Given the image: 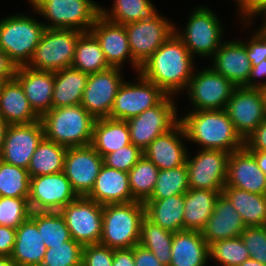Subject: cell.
Here are the masks:
<instances>
[{
    "label": "cell",
    "mask_w": 266,
    "mask_h": 266,
    "mask_svg": "<svg viewBox=\"0 0 266 266\" xmlns=\"http://www.w3.org/2000/svg\"><path fill=\"white\" fill-rule=\"evenodd\" d=\"M44 22L22 13L0 20V49L18 66H27L45 30Z\"/></svg>",
    "instance_id": "obj_6"
},
{
    "label": "cell",
    "mask_w": 266,
    "mask_h": 266,
    "mask_svg": "<svg viewBox=\"0 0 266 266\" xmlns=\"http://www.w3.org/2000/svg\"><path fill=\"white\" fill-rule=\"evenodd\" d=\"M186 140L184 128L179 122L173 129L155 138L143 151V155L159 170L185 165L188 148L183 141Z\"/></svg>",
    "instance_id": "obj_22"
},
{
    "label": "cell",
    "mask_w": 266,
    "mask_h": 266,
    "mask_svg": "<svg viewBox=\"0 0 266 266\" xmlns=\"http://www.w3.org/2000/svg\"><path fill=\"white\" fill-rule=\"evenodd\" d=\"M30 175L27 169L13 166L0 159V196L29 198Z\"/></svg>",
    "instance_id": "obj_41"
},
{
    "label": "cell",
    "mask_w": 266,
    "mask_h": 266,
    "mask_svg": "<svg viewBox=\"0 0 266 266\" xmlns=\"http://www.w3.org/2000/svg\"><path fill=\"white\" fill-rule=\"evenodd\" d=\"M0 266H17L9 256H0Z\"/></svg>",
    "instance_id": "obj_59"
},
{
    "label": "cell",
    "mask_w": 266,
    "mask_h": 266,
    "mask_svg": "<svg viewBox=\"0 0 266 266\" xmlns=\"http://www.w3.org/2000/svg\"><path fill=\"white\" fill-rule=\"evenodd\" d=\"M209 258L221 266H239L250 256L241 236H237L210 244Z\"/></svg>",
    "instance_id": "obj_43"
},
{
    "label": "cell",
    "mask_w": 266,
    "mask_h": 266,
    "mask_svg": "<svg viewBox=\"0 0 266 266\" xmlns=\"http://www.w3.org/2000/svg\"><path fill=\"white\" fill-rule=\"evenodd\" d=\"M222 191L189 189L185 194L184 230L201 232Z\"/></svg>",
    "instance_id": "obj_32"
},
{
    "label": "cell",
    "mask_w": 266,
    "mask_h": 266,
    "mask_svg": "<svg viewBox=\"0 0 266 266\" xmlns=\"http://www.w3.org/2000/svg\"><path fill=\"white\" fill-rule=\"evenodd\" d=\"M225 111L235 130L245 141L266 118L262 89L236 87L226 104Z\"/></svg>",
    "instance_id": "obj_15"
},
{
    "label": "cell",
    "mask_w": 266,
    "mask_h": 266,
    "mask_svg": "<svg viewBox=\"0 0 266 266\" xmlns=\"http://www.w3.org/2000/svg\"><path fill=\"white\" fill-rule=\"evenodd\" d=\"M222 194L233 205L246 227L266 225V195L234 187H224Z\"/></svg>",
    "instance_id": "obj_34"
},
{
    "label": "cell",
    "mask_w": 266,
    "mask_h": 266,
    "mask_svg": "<svg viewBox=\"0 0 266 266\" xmlns=\"http://www.w3.org/2000/svg\"><path fill=\"white\" fill-rule=\"evenodd\" d=\"M180 116L187 141L199 149L222 150L228 153L244 147V140L235 130L225 109L189 111Z\"/></svg>",
    "instance_id": "obj_2"
},
{
    "label": "cell",
    "mask_w": 266,
    "mask_h": 266,
    "mask_svg": "<svg viewBox=\"0 0 266 266\" xmlns=\"http://www.w3.org/2000/svg\"><path fill=\"white\" fill-rule=\"evenodd\" d=\"M159 169L144 155L128 172L133 198L145 203L152 195Z\"/></svg>",
    "instance_id": "obj_40"
},
{
    "label": "cell",
    "mask_w": 266,
    "mask_h": 266,
    "mask_svg": "<svg viewBox=\"0 0 266 266\" xmlns=\"http://www.w3.org/2000/svg\"><path fill=\"white\" fill-rule=\"evenodd\" d=\"M18 66L0 49V83L15 79Z\"/></svg>",
    "instance_id": "obj_55"
},
{
    "label": "cell",
    "mask_w": 266,
    "mask_h": 266,
    "mask_svg": "<svg viewBox=\"0 0 266 266\" xmlns=\"http://www.w3.org/2000/svg\"><path fill=\"white\" fill-rule=\"evenodd\" d=\"M113 1L110 10L100 6V15L112 23L127 25L140 20L151 19L158 13L151 0Z\"/></svg>",
    "instance_id": "obj_36"
},
{
    "label": "cell",
    "mask_w": 266,
    "mask_h": 266,
    "mask_svg": "<svg viewBox=\"0 0 266 266\" xmlns=\"http://www.w3.org/2000/svg\"><path fill=\"white\" fill-rule=\"evenodd\" d=\"M88 76L72 67L55 71L52 108L81 104Z\"/></svg>",
    "instance_id": "obj_33"
},
{
    "label": "cell",
    "mask_w": 266,
    "mask_h": 266,
    "mask_svg": "<svg viewBox=\"0 0 266 266\" xmlns=\"http://www.w3.org/2000/svg\"><path fill=\"white\" fill-rule=\"evenodd\" d=\"M38 228L46 248H53L71 239L69 229L59 211L31 212L29 217Z\"/></svg>",
    "instance_id": "obj_39"
},
{
    "label": "cell",
    "mask_w": 266,
    "mask_h": 266,
    "mask_svg": "<svg viewBox=\"0 0 266 266\" xmlns=\"http://www.w3.org/2000/svg\"><path fill=\"white\" fill-rule=\"evenodd\" d=\"M263 78H266V59L258 65L252 66L248 82L243 87L264 89L266 87V80L264 81ZM259 79H263V82H259Z\"/></svg>",
    "instance_id": "obj_54"
},
{
    "label": "cell",
    "mask_w": 266,
    "mask_h": 266,
    "mask_svg": "<svg viewBox=\"0 0 266 266\" xmlns=\"http://www.w3.org/2000/svg\"><path fill=\"white\" fill-rule=\"evenodd\" d=\"M199 150L195 156L190 157L189 152L187 155L189 189L222 191L230 153L212 149Z\"/></svg>",
    "instance_id": "obj_16"
},
{
    "label": "cell",
    "mask_w": 266,
    "mask_h": 266,
    "mask_svg": "<svg viewBox=\"0 0 266 266\" xmlns=\"http://www.w3.org/2000/svg\"><path fill=\"white\" fill-rule=\"evenodd\" d=\"M78 197L63 171L30 177L28 203L31 212L60 211Z\"/></svg>",
    "instance_id": "obj_17"
},
{
    "label": "cell",
    "mask_w": 266,
    "mask_h": 266,
    "mask_svg": "<svg viewBox=\"0 0 266 266\" xmlns=\"http://www.w3.org/2000/svg\"><path fill=\"white\" fill-rule=\"evenodd\" d=\"M211 60V67L235 86L242 87L248 82L252 65L243 41L224 40Z\"/></svg>",
    "instance_id": "obj_23"
},
{
    "label": "cell",
    "mask_w": 266,
    "mask_h": 266,
    "mask_svg": "<svg viewBox=\"0 0 266 266\" xmlns=\"http://www.w3.org/2000/svg\"><path fill=\"white\" fill-rule=\"evenodd\" d=\"M209 245L201 232L182 230L173 234L169 266H206Z\"/></svg>",
    "instance_id": "obj_28"
},
{
    "label": "cell",
    "mask_w": 266,
    "mask_h": 266,
    "mask_svg": "<svg viewBox=\"0 0 266 266\" xmlns=\"http://www.w3.org/2000/svg\"><path fill=\"white\" fill-rule=\"evenodd\" d=\"M71 238L82 246L99 244L102 234L103 206L87 197H78L60 211Z\"/></svg>",
    "instance_id": "obj_12"
},
{
    "label": "cell",
    "mask_w": 266,
    "mask_h": 266,
    "mask_svg": "<svg viewBox=\"0 0 266 266\" xmlns=\"http://www.w3.org/2000/svg\"><path fill=\"white\" fill-rule=\"evenodd\" d=\"M175 98L167 95L158 105L127 120L132 144L144 151L155 138L180 122Z\"/></svg>",
    "instance_id": "obj_9"
},
{
    "label": "cell",
    "mask_w": 266,
    "mask_h": 266,
    "mask_svg": "<svg viewBox=\"0 0 266 266\" xmlns=\"http://www.w3.org/2000/svg\"><path fill=\"white\" fill-rule=\"evenodd\" d=\"M173 234L154 224L145 216L140 224L138 244L150 250L162 265L169 266Z\"/></svg>",
    "instance_id": "obj_38"
},
{
    "label": "cell",
    "mask_w": 266,
    "mask_h": 266,
    "mask_svg": "<svg viewBox=\"0 0 266 266\" xmlns=\"http://www.w3.org/2000/svg\"><path fill=\"white\" fill-rule=\"evenodd\" d=\"M255 157L259 168L266 175V152L262 151H250Z\"/></svg>",
    "instance_id": "obj_57"
},
{
    "label": "cell",
    "mask_w": 266,
    "mask_h": 266,
    "mask_svg": "<svg viewBox=\"0 0 266 266\" xmlns=\"http://www.w3.org/2000/svg\"><path fill=\"white\" fill-rule=\"evenodd\" d=\"M31 214L27 198L0 197V225L17 229Z\"/></svg>",
    "instance_id": "obj_45"
},
{
    "label": "cell",
    "mask_w": 266,
    "mask_h": 266,
    "mask_svg": "<svg viewBox=\"0 0 266 266\" xmlns=\"http://www.w3.org/2000/svg\"><path fill=\"white\" fill-rule=\"evenodd\" d=\"M90 32L95 36L102 48L104 57L110 67L123 68L126 60L136 73L140 67L133 61L128 35L124 25L112 23L101 15L96 19Z\"/></svg>",
    "instance_id": "obj_20"
},
{
    "label": "cell",
    "mask_w": 266,
    "mask_h": 266,
    "mask_svg": "<svg viewBox=\"0 0 266 266\" xmlns=\"http://www.w3.org/2000/svg\"><path fill=\"white\" fill-rule=\"evenodd\" d=\"M103 158L91 145L68 147L63 173L73 190L80 197H86L93 189Z\"/></svg>",
    "instance_id": "obj_18"
},
{
    "label": "cell",
    "mask_w": 266,
    "mask_h": 266,
    "mask_svg": "<svg viewBox=\"0 0 266 266\" xmlns=\"http://www.w3.org/2000/svg\"><path fill=\"white\" fill-rule=\"evenodd\" d=\"M16 240V229L0 225V256H11Z\"/></svg>",
    "instance_id": "obj_52"
},
{
    "label": "cell",
    "mask_w": 266,
    "mask_h": 266,
    "mask_svg": "<svg viewBox=\"0 0 266 266\" xmlns=\"http://www.w3.org/2000/svg\"><path fill=\"white\" fill-rule=\"evenodd\" d=\"M86 197L102 206L136 201L131 193L128 172L104 164L93 189Z\"/></svg>",
    "instance_id": "obj_26"
},
{
    "label": "cell",
    "mask_w": 266,
    "mask_h": 266,
    "mask_svg": "<svg viewBox=\"0 0 266 266\" xmlns=\"http://www.w3.org/2000/svg\"><path fill=\"white\" fill-rule=\"evenodd\" d=\"M8 125L9 124L0 117V158L3 151V143Z\"/></svg>",
    "instance_id": "obj_58"
},
{
    "label": "cell",
    "mask_w": 266,
    "mask_h": 266,
    "mask_svg": "<svg viewBox=\"0 0 266 266\" xmlns=\"http://www.w3.org/2000/svg\"><path fill=\"white\" fill-rule=\"evenodd\" d=\"M142 157L143 151L131 143L105 155L103 164L117 170L129 172Z\"/></svg>",
    "instance_id": "obj_47"
},
{
    "label": "cell",
    "mask_w": 266,
    "mask_h": 266,
    "mask_svg": "<svg viewBox=\"0 0 266 266\" xmlns=\"http://www.w3.org/2000/svg\"><path fill=\"white\" fill-rule=\"evenodd\" d=\"M15 78L23 87L31 109L39 118L52 109L53 71L35 70L22 66L18 67Z\"/></svg>",
    "instance_id": "obj_24"
},
{
    "label": "cell",
    "mask_w": 266,
    "mask_h": 266,
    "mask_svg": "<svg viewBox=\"0 0 266 266\" xmlns=\"http://www.w3.org/2000/svg\"><path fill=\"white\" fill-rule=\"evenodd\" d=\"M245 42L246 53L252 66L258 65L266 59V20Z\"/></svg>",
    "instance_id": "obj_48"
},
{
    "label": "cell",
    "mask_w": 266,
    "mask_h": 266,
    "mask_svg": "<svg viewBox=\"0 0 266 266\" xmlns=\"http://www.w3.org/2000/svg\"><path fill=\"white\" fill-rule=\"evenodd\" d=\"M262 93L264 96V100H265V109H266V87L264 89H262Z\"/></svg>",
    "instance_id": "obj_61"
},
{
    "label": "cell",
    "mask_w": 266,
    "mask_h": 266,
    "mask_svg": "<svg viewBox=\"0 0 266 266\" xmlns=\"http://www.w3.org/2000/svg\"><path fill=\"white\" fill-rule=\"evenodd\" d=\"M44 137L40 120L31 124L8 125L0 159L28 169L32 155Z\"/></svg>",
    "instance_id": "obj_19"
},
{
    "label": "cell",
    "mask_w": 266,
    "mask_h": 266,
    "mask_svg": "<svg viewBox=\"0 0 266 266\" xmlns=\"http://www.w3.org/2000/svg\"><path fill=\"white\" fill-rule=\"evenodd\" d=\"M244 146L249 151L266 152V118L260 123L256 130L244 141Z\"/></svg>",
    "instance_id": "obj_51"
},
{
    "label": "cell",
    "mask_w": 266,
    "mask_h": 266,
    "mask_svg": "<svg viewBox=\"0 0 266 266\" xmlns=\"http://www.w3.org/2000/svg\"><path fill=\"white\" fill-rule=\"evenodd\" d=\"M129 144L131 139L127 121L108 117L95 120L90 145L102 158Z\"/></svg>",
    "instance_id": "obj_30"
},
{
    "label": "cell",
    "mask_w": 266,
    "mask_h": 266,
    "mask_svg": "<svg viewBox=\"0 0 266 266\" xmlns=\"http://www.w3.org/2000/svg\"><path fill=\"white\" fill-rule=\"evenodd\" d=\"M236 2V6L238 9V15H240L241 24H243V27L250 26L252 21L261 14L264 15L262 21L266 20V0H233ZM254 17V18H253ZM253 19V20H252Z\"/></svg>",
    "instance_id": "obj_50"
},
{
    "label": "cell",
    "mask_w": 266,
    "mask_h": 266,
    "mask_svg": "<svg viewBox=\"0 0 266 266\" xmlns=\"http://www.w3.org/2000/svg\"><path fill=\"white\" fill-rule=\"evenodd\" d=\"M134 262L135 266H164L150 250L140 244L134 246Z\"/></svg>",
    "instance_id": "obj_53"
},
{
    "label": "cell",
    "mask_w": 266,
    "mask_h": 266,
    "mask_svg": "<svg viewBox=\"0 0 266 266\" xmlns=\"http://www.w3.org/2000/svg\"><path fill=\"white\" fill-rule=\"evenodd\" d=\"M225 187L266 195V175L245 146L229 155Z\"/></svg>",
    "instance_id": "obj_21"
},
{
    "label": "cell",
    "mask_w": 266,
    "mask_h": 266,
    "mask_svg": "<svg viewBox=\"0 0 266 266\" xmlns=\"http://www.w3.org/2000/svg\"><path fill=\"white\" fill-rule=\"evenodd\" d=\"M144 217L145 205L139 201L104 205L99 244L112 249L133 248L139 242Z\"/></svg>",
    "instance_id": "obj_4"
},
{
    "label": "cell",
    "mask_w": 266,
    "mask_h": 266,
    "mask_svg": "<svg viewBox=\"0 0 266 266\" xmlns=\"http://www.w3.org/2000/svg\"><path fill=\"white\" fill-rule=\"evenodd\" d=\"M95 120L81 104L52 108L40 118L45 138L67 148L90 145Z\"/></svg>",
    "instance_id": "obj_3"
},
{
    "label": "cell",
    "mask_w": 266,
    "mask_h": 266,
    "mask_svg": "<svg viewBox=\"0 0 266 266\" xmlns=\"http://www.w3.org/2000/svg\"><path fill=\"white\" fill-rule=\"evenodd\" d=\"M114 249L101 244L82 248V266H113Z\"/></svg>",
    "instance_id": "obj_49"
},
{
    "label": "cell",
    "mask_w": 266,
    "mask_h": 266,
    "mask_svg": "<svg viewBox=\"0 0 266 266\" xmlns=\"http://www.w3.org/2000/svg\"><path fill=\"white\" fill-rule=\"evenodd\" d=\"M83 246L72 238L53 248H47L40 266H82Z\"/></svg>",
    "instance_id": "obj_44"
},
{
    "label": "cell",
    "mask_w": 266,
    "mask_h": 266,
    "mask_svg": "<svg viewBox=\"0 0 266 266\" xmlns=\"http://www.w3.org/2000/svg\"><path fill=\"white\" fill-rule=\"evenodd\" d=\"M223 31L215 12L201 5L190 12L184 30H178L175 25V34L194 58L197 55L206 59L213 57L223 42Z\"/></svg>",
    "instance_id": "obj_7"
},
{
    "label": "cell",
    "mask_w": 266,
    "mask_h": 266,
    "mask_svg": "<svg viewBox=\"0 0 266 266\" xmlns=\"http://www.w3.org/2000/svg\"><path fill=\"white\" fill-rule=\"evenodd\" d=\"M137 77L134 83L124 80L108 118L127 121L158 105L167 96L139 72Z\"/></svg>",
    "instance_id": "obj_11"
},
{
    "label": "cell",
    "mask_w": 266,
    "mask_h": 266,
    "mask_svg": "<svg viewBox=\"0 0 266 266\" xmlns=\"http://www.w3.org/2000/svg\"><path fill=\"white\" fill-rule=\"evenodd\" d=\"M113 266H135L134 247L129 249H114Z\"/></svg>",
    "instance_id": "obj_56"
},
{
    "label": "cell",
    "mask_w": 266,
    "mask_h": 266,
    "mask_svg": "<svg viewBox=\"0 0 266 266\" xmlns=\"http://www.w3.org/2000/svg\"><path fill=\"white\" fill-rule=\"evenodd\" d=\"M82 33L74 29L45 28L27 66L35 70L53 72L70 68L78 37Z\"/></svg>",
    "instance_id": "obj_8"
},
{
    "label": "cell",
    "mask_w": 266,
    "mask_h": 266,
    "mask_svg": "<svg viewBox=\"0 0 266 266\" xmlns=\"http://www.w3.org/2000/svg\"><path fill=\"white\" fill-rule=\"evenodd\" d=\"M196 72L185 89L193 106L191 111L225 109L237 86L217 73L211 65Z\"/></svg>",
    "instance_id": "obj_10"
},
{
    "label": "cell",
    "mask_w": 266,
    "mask_h": 266,
    "mask_svg": "<svg viewBox=\"0 0 266 266\" xmlns=\"http://www.w3.org/2000/svg\"><path fill=\"white\" fill-rule=\"evenodd\" d=\"M0 117L9 125L31 124L40 120L16 78L0 83Z\"/></svg>",
    "instance_id": "obj_27"
},
{
    "label": "cell",
    "mask_w": 266,
    "mask_h": 266,
    "mask_svg": "<svg viewBox=\"0 0 266 266\" xmlns=\"http://www.w3.org/2000/svg\"><path fill=\"white\" fill-rule=\"evenodd\" d=\"M71 67L87 74L110 68L99 42L90 31L83 32L78 37Z\"/></svg>",
    "instance_id": "obj_37"
},
{
    "label": "cell",
    "mask_w": 266,
    "mask_h": 266,
    "mask_svg": "<svg viewBox=\"0 0 266 266\" xmlns=\"http://www.w3.org/2000/svg\"><path fill=\"white\" fill-rule=\"evenodd\" d=\"M124 26L133 61L139 67L175 32V24L159 12Z\"/></svg>",
    "instance_id": "obj_13"
},
{
    "label": "cell",
    "mask_w": 266,
    "mask_h": 266,
    "mask_svg": "<svg viewBox=\"0 0 266 266\" xmlns=\"http://www.w3.org/2000/svg\"><path fill=\"white\" fill-rule=\"evenodd\" d=\"M189 190L188 170L185 165L159 170L156 185L148 200H161Z\"/></svg>",
    "instance_id": "obj_42"
},
{
    "label": "cell",
    "mask_w": 266,
    "mask_h": 266,
    "mask_svg": "<svg viewBox=\"0 0 266 266\" xmlns=\"http://www.w3.org/2000/svg\"><path fill=\"white\" fill-rule=\"evenodd\" d=\"M240 236L250 258L266 265V225L246 227Z\"/></svg>",
    "instance_id": "obj_46"
},
{
    "label": "cell",
    "mask_w": 266,
    "mask_h": 266,
    "mask_svg": "<svg viewBox=\"0 0 266 266\" xmlns=\"http://www.w3.org/2000/svg\"><path fill=\"white\" fill-rule=\"evenodd\" d=\"M122 72L121 68L110 67L107 70L89 74L81 105L95 119L109 117L116 94L125 80Z\"/></svg>",
    "instance_id": "obj_14"
},
{
    "label": "cell",
    "mask_w": 266,
    "mask_h": 266,
    "mask_svg": "<svg viewBox=\"0 0 266 266\" xmlns=\"http://www.w3.org/2000/svg\"><path fill=\"white\" fill-rule=\"evenodd\" d=\"M66 152L67 147L44 137L32 155L27 169L30 177L62 172Z\"/></svg>",
    "instance_id": "obj_35"
},
{
    "label": "cell",
    "mask_w": 266,
    "mask_h": 266,
    "mask_svg": "<svg viewBox=\"0 0 266 266\" xmlns=\"http://www.w3.org/2000/svg\"><path fill=\"white\" fill-rule=\"evenodd\" d=\"M239 266H266L263 263H260L252 258H249L247 260H245L241 265Z\"/></svg>",
    "instance_id": "obj_60"
},
{
    "label": "cell",
    "mask_w": 266,
    "mask_h": 266,
    "mask_svg": "<svg viewBox=\"0 0 266 266\" xmlns=\"http://www.w3.org/2000/svg\"><path fill=\"white\" fill-rule=\"evenodd\" d=\"M145 216L161 228L176 233L184 230L185 194L161 200H147Z\"/></svg>",
    "instance_id": "obj_31"
},
{
    "label": "cell",
    "mask_w": 266,
    "mask_h": 266,
    "mask_svg": "<svg viewBox=\"0 0 266 266\" xmlns=\"http://www.w3.org/2000/svg\"><path fill=\"white\" fill-rule=\"evenodd\" d=\"M194 59L174 32L140 66L139 73L166 95L177 96L180 91L184 92L194 74Z\"/></svg>",
    "instance_id": "obj_1"
},
{
    "label": "cell",
    "mask_w": 266,
    "mask_h": 266,
    "mask_svg": "<svg viewBox=\"0 0 266 266\" xmlns=\"http://www.w3.org/2000/svg\"><path fill=\"white\" fill-rule=\"evenodd\" d=\"M245 228L241 216L221 193L201 234L206 243L210 245L219 240L240 236Z\"/></svg>",
    "instance_id": "obj_25"
},
{
    "label": "cell",
    "mask_w": 266,
    "mask_h": 266,
    "mask_svg": "<svg viewBox=\"0 0 266 266\" xmlns=\"http://www.w3.org/2000/svg\"><path fill=\"white\" fill-rule=\"evenodd\" d=\"M37 15L48 20V29H74L88 32L100 16V5L93 0H28Z\"/></svg>",
    "instance_id": "obj_5"
},
{
    "label": "cell",
    "mask_w": 266,
    "mask_h": 266,
    "mask_svg": "<svg viewBox=\"0 0 266 266\" xmlns=\"http://www.w3.org/2000/svg\"><path fill=\"white\" fill-rule=\"evenodd\" d=\"M46 250L37 225L28 218L16 229V240L10 258L17 266H40Z\"/></svg>",
    "instance_id": "obj_29"
}]
</instances>
